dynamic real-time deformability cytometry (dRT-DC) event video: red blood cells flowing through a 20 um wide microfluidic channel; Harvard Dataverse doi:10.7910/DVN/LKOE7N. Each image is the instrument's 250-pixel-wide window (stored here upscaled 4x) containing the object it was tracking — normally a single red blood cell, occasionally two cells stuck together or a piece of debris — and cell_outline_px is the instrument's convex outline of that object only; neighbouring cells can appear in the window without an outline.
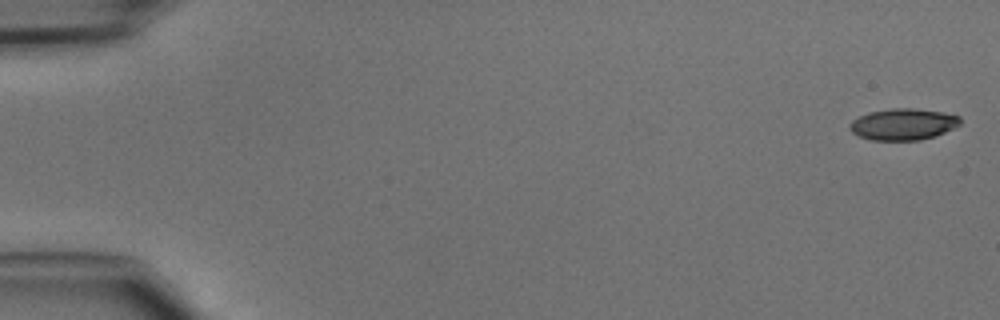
{"species": "common noctule bat (a hibernating species)", "species_latin": "Nyctalus noctula", "temperature_condition": "cold", "stored_images_in_passage": 47, "camera_frame_rate_fps": 3000, "um_per_image_px": 0.085, "animal": {"sex": "male", "body_mass_g": 15.6}, "frame": {"image": 1, "passage_image": 1, "time_ms": 0.0, "image_size_px": [1000, 320], "cell_outline_px": [[960, 124], [936, 136], [920, 140], [872, 140], [860, 136], [852, 132], [848, 128], [848, 124], [852, 120], [868, 112], [892, 108], [912, 108], [944, 112], [960, 116]], "centroid_in_image_um": [76.75, 10.56], "position_along_channel_um": 8.2, "area_um2": 20.29}}
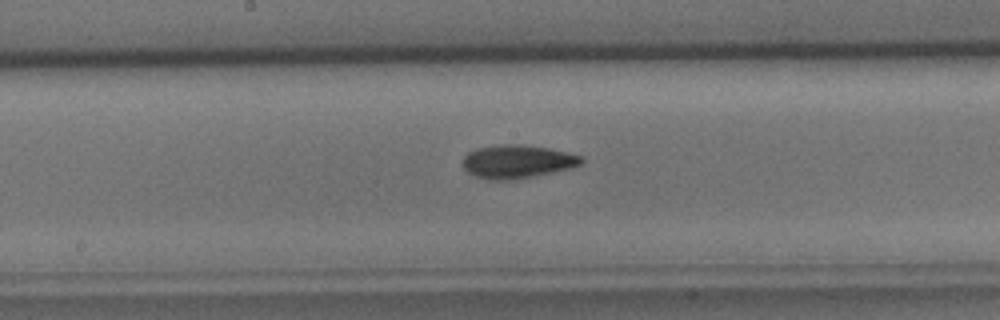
{"frame": {"image": 2, "passage_image": 25, "time_ms": 8.0, "image_size_px": [1000, 320], "cell_outline_px": [[584, 160], [580, 164], [572, 168], [512, 180], [488, 180], [476, 176], [468, 172], [464, 168], [464, 156], [468, 152], [476, 148], [500, 144], [516, 144], [548, 148], [584, 156]], "centroid_in_image_um": [43.97, 13.73], "position_along_channel_um": 204.2, "area_um2": 22.95}}
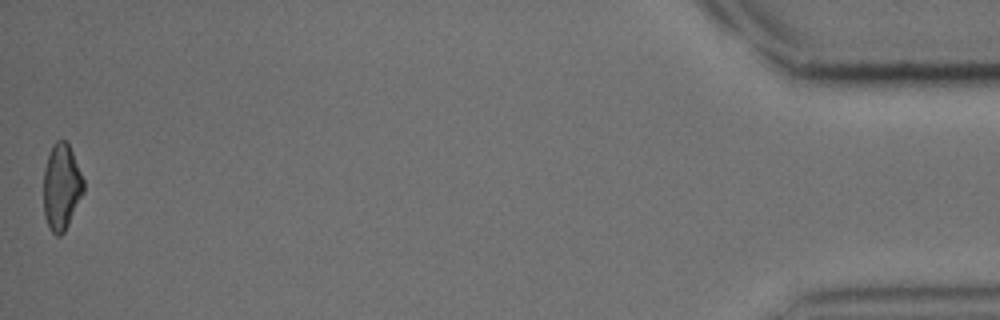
{"frame": {"image": 3, "passage_image": 47, "time_ms": 15.333, "image_size_px": [1000, 320], "cell_outline_px": [[84, 192], [64, 232], [60, 236], [56, 236], [48, 228], [44, 216], [44, 168], [52, 144], [56, 140], [68, 140], [84, 180]], "centroid_in_image_um": [5.22, 15.87], "position_along_channel_um": 430.0, "area_um2": 20.29}}